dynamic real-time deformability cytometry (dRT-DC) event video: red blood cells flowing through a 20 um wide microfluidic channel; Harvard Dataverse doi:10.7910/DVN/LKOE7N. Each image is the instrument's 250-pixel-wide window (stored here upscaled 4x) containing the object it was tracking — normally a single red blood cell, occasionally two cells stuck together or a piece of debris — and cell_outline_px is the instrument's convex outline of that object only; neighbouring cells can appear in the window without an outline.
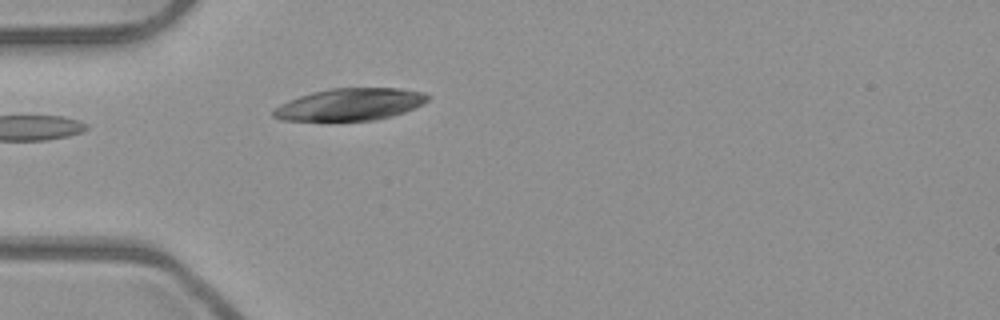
{"species": "common noctule bat (a hibernating species)", "species_latin": "Nyctalus noctula", "temperature_condition": "room temperature", "stored_images_in_passage": 4, "camera_frame_rate_fps": 3000, "um_per_image_px": 0.085, "animal": {"sex": "male", "body_mass_g": 23.1, "forearm_length_mm": 52.7}, "frame": {"image": 1, "passage_image": 4, "time_ms": 1.0, "image_size_px": [1000, 320], "cell_outline_px": [[428, 100], [404, 112], [392, 116], [376, 120], [284, 120], [272, 116], [272, 112], [280, 104], [288, 100], [312, 92], [328, 88], [396, 88], [424, 92], [428, 96]], "centroid_in_image_um": [29.73, 8.86], "position_along_channel_um": 55.3, "area_um2": 28.55}}